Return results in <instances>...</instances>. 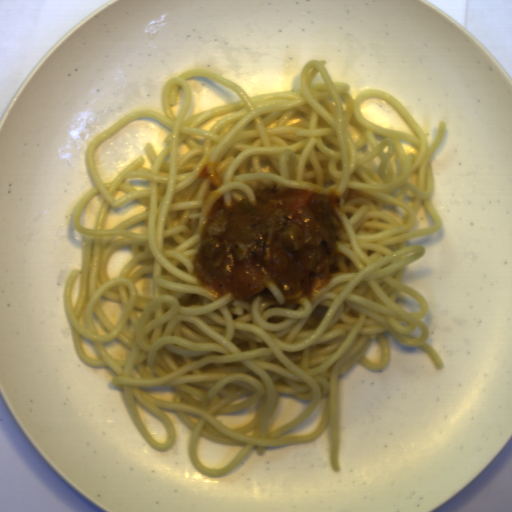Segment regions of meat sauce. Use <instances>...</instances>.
<instances>
[{
	"mask_svg": "<svg viewBox=\"0 0 512 512\" xmlns=\"http://www.w3.org/2000/svg\"><path fill=\"white\" fill-rule=\"evenodd\" d=\"M253 199L220 195L199 229L191 267L196 282L213 298L231 294L252 304L257 297L283 306L329 286L346 254L337 242L346 227L337 191L255 181Z\"/></svg>",
	"mask_w": 512,
	"mask_h": 512,
	"instance_id": "452cab56",
	"label": "meat sauce"
}]
</instances>
